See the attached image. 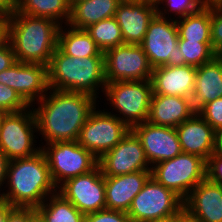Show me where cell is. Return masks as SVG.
<instances>
[{"label":"cell","mask_w":222,"mask_h":222,"mask_svg":"<svg viewBox=\"0 0 222 222\" xmlns=\"http://www.w3.org/2000/svg\"><path fill=\"white\" fill-rule=\"evenodd\" d=\"M57 192L84 215L106 209L105 177L99 166L89 173L67 179Z\"/></svg>","instance_id":"4fadbf2b"},{"label":"cell","mask_w":222,"mask_h":222,"mask_svg":"<svg viewBox=\"0 0 222 222\" xmlns=\"http://www.w3.org/2000/svg\"><path fill=\"white\" fill-rule=\"evenodd\" d=\"M57 47L64 54L72 57L104 56L86 30L72 28L68 25H64V28L63 25L60 26Z\"/></svg>","instance_id":"d4e9b609"},{"label":"cell","mask_w":222,"mask_h":222,"mask_svg":"<svg viewBox=\"0 0 222 222\" xmlns=\"http://www.w3.org/2000/svg\"><path fill=\"white\" fill-rule=\"evenodd\" d=\"M98 166L104 176H120L152 169L139 138L131 129L114 148L98 159Z\"/></svg>","instance_id":"5bb4252c"},{"label":"cell","mask_w":222,"mask_h":222,"mask_svg":"<svg viewBox=\"0 0 222 222\" xmlns=\"http://www.w3.org/2000/svg\"><path fill=\"white\" fill-rule=\"evenodd\" d=\"M183 201L173 190L159 184L151 176L133 198L127 215L131 222L170 218L183 208Z\"/></svg>","instance_id":"30bf717a"},{"label":"cell","mask_w":222,"mask_h":222,"mask_svg":"<svg viewBox=\"0 0 222 222\" xmlns=\"http://www.w3.org/2000/svg\"><path fill=\"white\" fill-rule=\"evenodd\" d=\"M216 55L212 49V42L178 40V65L199 67L211 61Z\"/></svg>","instance_id":"f546056e"},{"label":"cell","mask_w":222,"mask_h":222,"mask_svg":"<svg viewBox=\"0 0 222 222\" xmlns=\"http://www.w3.org/2000/svg\"><path fill=\"white\" fill-rule=\"evenodd\" d=\"M207 1L208 0H156L155 4L157 14L160 17L172 19V17H169L170 12V16H172L171 13H174L173 16H177L175 20H178L199 11L207 4ZM161 4L163 8L160 6ZM166 15H168V17Z\"/></svg>","instance_id":"4dcf8cb0"},{"label":"cell","mask_w":222,"mask_h":222,"mask_svg":"<svg viewBox=\"0 0 222 222\" xmlns=\"http://www.w3.org/2000/svg\"><path fill=\"white\" fill-rule=\"evenodd\" d=\"M85 222H131V220L127 212L104 209L85 215Z\"/></svg>","instance_id":"e575fe53"},{"label":"cell","mask_w":222,"mask_h":222,"mask_svg":"<svg viewBox=\"0 0 222 222\" xmlns=\"http://www.w3.org/2000/svg\"><path fill=\"white\" fill-rule=\"evenodd\" d=\"M175 129L184 153L205 161L214 153L215 130L197 112Z\"/></svg>","instance_id":"44dd1931"},{"label":"cell","mask_w":222,"mask_h":222,"mask_svg":"<svg viewBox=\"0 0 222 222\" xmlns=\"http://www.w3.org/2000/svg\"><path fill=\"white\" fill-rule=\"evenodd\" d=\"M34 111L37 132L49 144L57 141H77L80 130L98 99L86 93L49 89Z\"/></svg>","instance_id":"6da1fadb"},{"label":"cell","mask_w":222,"mask_h":222,"mask_svg":"<svg viewBox=\"0 0 222 222\" xmlns=\"http://www.w3.org/2000/svg\"><path fill=\"white\" fill-rule=\"evenodd\" d=\"M85 30L103 53L124 44L121 29L115 17L101 20Z\"/></svg>","instance_id":"f1b7e54d"},{"label":"cell","mask_w":222,"mask_h":222,"mask_svg":"<svg viewBox=\"0 0 222 222\" xmlns=\"http://www.w3.org/2000/svg\"><path fill=\"white\" fill-rule=\"evenodd\" d=\"M145 222H174V217L157 219V220H150V221H145Z\"/></svg>","instance_id":"f6af8a7d"},{"label":"cell","mask_w":222,"mask_h":222,"mask_svg":"<svg viewBox=\"0 0 222 222\" xmlns=\"http://www.w3.org/2000/svg\"><path fill=\"white\" fill-rule=\"evenodd\" d=\"M211 42L217 55H222V0H211Z\"/></svg>","instance_id":"1f68e13d"},{"label":"cell","mask_w":222,"mask_h":222,"mask_svg":"<svg viewBox=\"0 0 222 222\" xmlns=\"http://www.w3.org/2000/svg\"><path fill=\"white\" fill-rule=\"evenodd\" d=\"M214 153L222 154V127L215 130Z\"/></svg>","instance_id":"7bdbcfd3"},{"label":"cell","mask_w":222,"mask_h":222,"mask_svg":"<svg viewBox=\"0 0 222 222\" xmlns=\"http://www.w3.org/2000/svg\"><path fill=\"white\" fill-rule=\"evenodd\" d=\"M222 97V55L197 67L195 87L191 97L197 112L203 105Z\"/></svg>","instance_id":"603a6c76"},{"label":"cell","mask_w":222,"mask_h":222,"mask_svg":"<svg viewBox=\"0 0 222 222\" xmlns=\"http://www.w3.org/2000/svg\"><path fill=\"white\" fill-rule=\"evenodd\" d=\"M5 187L0 200L13 207L40 206L57 192L50 176L47 158L42 150L27 158L8 161Z\"/></svg>","instance_id":"7a4b0ae2"},{"label":"cell","mask_w":222,"mask_h":222,"mask_svg":"<svg viewBox=\"0 0 222 222\" xmlns=\"http://www.w3.org/2000/svg\"><path fill=\"white\" fill-rule=\"evenodd\" d=\"M16 12L50 18L60 25H66L70 17V5L67 0H18Z\"/></svg>","instance_id":"83f0119b"},{"label":"cell","mask_w":222,"mask_h":222,"mask_svg":"<svg viewBox=\"0 0 222 222\" xmlns=\"http://www.w3.org/2000/svg\"><path fill=\"white\" fill-rule=\"evenodd\" d=\"M139 138L150 167L182 153L175 128L143 122L131 128Z\"/></svg>","instance_id":"2e32d148"},{"label":"cell","mask_w":222,"mask_h":222,"mask_svg":"<svg viewBox=\"0 0 222 222\" xmlns=\"http://www.w3.org/2000/svg\"><path fill=\"white\" fill-rule=\"evenodd\" d=\"M9 18V43L16 61L48 66L58 44L56 21L14 11Z\"/></svg>","instance_id":"3957f363"},{"label":"cell","mask_w":222,"mask_h":222,"mask_svg":"<svg viewBox=\"0 0 222 222\" xmlns=\"http://www.w3.org/2000/svg\"><path fill=\"white\" fill-rule=\"evenodd\" d=\"M197 67L192 65L160 66L153 69V94L191 98L195 87Z\"/></svg>","instance_id":"ac0fdd59"},{"label":"cell","mask_w":222,"mask_h":222,"mask_svg":"<svg viewBox=\"0 0 222 222\" xmlns=\"http://www.w3.org/2000/svg\"><path fill=\"white\" fill-rule=\"evenodd\" d=\"M103 54L106 83L151 79L153 68L140 45L122 44Z\"/></svg>","instance_id":"8fae6325"},{"label":"cell","mask_w":222,"mask_h":222,"mask_svg":"<svg viewBox=\"0 0 222 222\" xmlns=\"http://www.w3.org/2000/svg\"><path fill=\"white\" fill-rule=\"evenodd\" d=\"M36 209L32 207H14L8 213L7 222H31L36 217Z\"/></svg>","instance_id":"8d00e7d4"},{"label":"cell","mask_w":222,"mask_h":222,"mask_svg":"<svg viewBox=\"0 0 222 222\" xmlns=\"http://www.w3.org/2000/svg\"><path fill=\"white\" fill-rule=\"evenodd\" d=\"M9 43V18L8 16H0V48L5 47Z\"/></svg>","instance_id":"f35d334b"},{"label":"cell","mask_w":222,"mask_h":222,"mask_svg":"<svg viewBox=\"0 0 222 222\" xmlns=\"http://www.w3.org/2000/svg\"><path fill=\"white\" fill-rule=\"evenodd\" d=\"M35 209L43 222H85V215L58 192L48 196Z\"/></svg>","instance_id":"4316f807"},{"label":"cell","mask_w":222,"mask_h":222,"mask_svg":"<svg viewBox=\"0 0 222 222\" xmlns=\"http://www.w3.org/2000/svg\"><path fill=\"white\" fill-rule=\"evenodd\" d=\"M122 0H81L70 6V17L66 25L85 30L104 19L115 17Z\"/></svg>","instance_id":"cb8c5ba5"},{"label":"cell","mask_w":222,"mask_h":222,"mask_svg":"<svg viewBox=\"0 0 222 222\" xmlns=\"http://www.w3.org/2000/svg\"><path fill=\"white\" fill-rule=\"evenodd\" d=\"M104 177L106 209L128 212L133 198L151 177V170Z\"/></svg>","instance_id":"d6986e66"},{"label":"cell","mask_w":222,"mask_h":222,"mask_svg":"<svg viewBox=\"0 0 222 222\" xmlns=\"http://www.w3.org/2000/svg\"><path fill=\"white\" fill-rule=\"evenodd\" d=\"M206 178L222 184V154L213 153L206 161Z\"/></svg>","instance_id":"d590c367"},{"label":"cell","mask_w":222,"mask_h":222,"mask_svg":"<svg viewBox=\"0 0 222 222\" xmlns=\"http://www.w3.org/2000/svg\"><path fill=\"white\" fill-rule=\"evenodd\" d=\"M30 106L12 88L0 83V111L3 113H17Z\"/></svg>","instance_id":"d6a6232c"},{"label":"cell","mask_w":222,"mask_h":222,"mask_svg":"<svg viewBox=\"0 0 222 222\" xmlns=\"http://www.w3.org/2000/svg\"><path fill=\"white\" fill-rule=\"evenodd\" d=\"M0 83L14 89L31 107L49 90L47 66L39 63H14L0 72Z\"/></svg>","instance_id":"9a60e30c"},{"label":"cell","mask_w":222,"mask_h":222,"mask_svg":"<svg viewBox=\"0 0 222 222\" xmlns=\"http://www.w3.org/2000/svg\"><path fill=\"white\" fill-rule=\"evenodd\" d=\"M37 124L33 109L5 113L0 123V151L8 161L27 158L41 150L36 147Z\"/></svg>","instance_id":"ba28073f"},{"label":"cell","mask_w":222,"mask_h":222,"mask_svg":"<svg viewBox=\"0 0 222 222\" xmlns=\"http://www.w3.org/2000/svg\"><path fill=\"white\" fill-rule=\"evenodd\" d=\"M178 29L175 18H164L158 14L150 21L145 37L139 44L151 67L178 65Z\"/></svg>","instance_id":"7c38bea8"},{"label":"cell","mask_w":222,"mask_h":222,"mask_svg":"<svg viewBox=\"0 0 222 222\" xmlns=\"http://www.w3.org/2000/svg\"><path fill=\"white\" fill-rule=\"evenodd\" d=\"M197 113L214 129L222 127V97L203 105Z\"/></svg>","instance_id":"836d02e7"},{"label":"cell","mask_w":222,"mask_h":222,"mask_svg":"<svg viewBox=\"0 0 222 222\" xmlns=\"http://www.w3.org/2000/svg\"><path fill=\"white\" fill-rule=\"evenodd\" d=\"M69 5L71 6L72 4L78 2V1H81V0H67Z\"/></svg>","instance_id":"7dc6e473"},{"label":"cell","mask_w":222,"mask_h":222,"mask_svg":"<svg viewBox=\"0 0 222 222\" xmlns=\"http://www.w3.org/2000/svg\"><path fill=\"white\" fill-rule=\"evenodd\" d=\"M156 14V4L153 1H121L117 6L115 18L120 26L124 44L139 45Z\"/></svg>","instance_id":"e0dca14e"},{"label":"cell","mask_w":222,"mask_h":222,"mask_svg":"<svg viewBox=\"0 0 222 222\" xmlns=\"http://www.w3.org/2000/svg\"><path fill=\"white\" fill-rule=\"evenodd\" d=\"M4 114H5V113H3V112L0 111V123H1V119H2V117H3Z\"/></svg>","instance_id":"c3c4849f"},{"label":"cell","mask_w":222,"mask_h":222,"mask_svg":"<svg viewBox=\"0 0 222 222\" xmlns=\"http://www.w3.org/2000/svg\"><path fill=\"white\" fill-rule=\"evenodd\" d=\"M8 203L0 200V222H7L8 213L13 209Z\"/></svg>","instance_id":"ee69618b"},{"label":"cell","mask_w":222,"mask_h":222,"mask_svg":"<svg viewBox=\"0 0 222 222\" xmlns=\"http://www.w3.org/2000/svg\"><path fill=\"white\" fill-rule=\"evenodd\" d=\"M103 93L112 109L120 113L114 115L130 129L147 121L153 95L150 80L108 82Z\"/></svg>","instance_id":"5b68a950"},{"label":"cell","mask_w":222,"mask_h":222,"mask_svg":"<svg viewBox=\"0 0 222 222\" xmlns=\"http://www.w3.org/2000/svg\"><path fill=\"white\" fill-rule=\"evenodd\" d=\"M183 207L202 222H222V184L205 178L184 199Z\"/></svg>","instance_id":"ffe728a7"},{"label":"cell","mask_w":222,"mask_h":222,"mask_svg":"<svg viewBox=\"0 0 222 222\" xmlns=\"http://www.w3.org/2000/svg\"><path fill=\"white\" fill-rule=\"evenodd\" d=\"M8 160L4 156V154L0 151V196H1V188L5 184L6 179V167H7Z\"/></svg>","instance_id":"b9f144b4"},{"label":"cell","mask_w":222,"mask_h":222,"mask_svg":"<svg viewBox=\"0 0 222 222\" xmlns=\"http://www.w3.org/2000/svg\"><path fill=\"white\" fill-rule=\"evenodd\" d=\"M195 112L191 98L153 94L147 122L154 125L176 128Z\"/></svg>","instance_id":"7402d4cb"},{"label":"cell","mask_w":222,"mask_h":222,"mask_svg":"<svg viewBox=\"0 0 222 222\" xmlns=\"http://www.w3.org/2000/svg\"><path fill=\"white\" fill-rule=\"evenodd\" d=\"M174 222H202L184 207L174 216Z\"/></svg>","instance_id":"60d3db41"},{"label":"cell","mask_w":222,"mask_h":222,"mask_svg":"<svg viewBox=\"0 0 222 222\" xmlns=\"http://www.w3.org/2000/svg\"><path fill=\"white\" fill-rule=\"evenodd\" d=\"M50 176L58 188L67 179L91 172L98 166V159L77 141H57L41 146Z\"/></svg>","instance_id":"8992f818"},{"label":"cell","mask_w":222,"mask_h":222,"mask_svg":"<svg viewBox=\"0 0 222 222\" xmlns=\"http://www.w3.org/2000/svg\"><path fill=\"white\" fill-rule=\"evenodd\" d=\"M178 40L211 42V0L199 11L176 20Z\"/></svg>","instance_id":"484cf974"},{"label":"cell","mask_w":222,"mask_h":222,"mask_svg":"<svg viewBox=\"0 0 222 222\" xmlns=\"http://www.w3.org/2000/svg\"><path fill=\"white\" fill-rule=\"evenodd\" d=\"M14 63H16L15 54L8 43L5 47L0 48V72L10 68Z\"/></svg>","instance_id":"74e56055"},{"label":"cell","mask_w":222,"mask_h":222,"mask_svg":"<svg viewBox=\"0 0 222 222\" xmlns=\"http://www.w3.org/2000/svg\"><path fill=\"white\" fill-rule=\"evenodd\" d=\"M18 0H0V16H8L17 9Z\"/></svg>","instance_id":"ab89813d"},{"label":"cell","mask_w":222,"mask_h":222,"mask_svg":"<svg viewBox=\"0 0 222 222\" xmlns=\"http://www.w3.org/2000/svg\"><path fill=\"white\" fill-rule=\"evenodd\" d=\"M151 176L184 200L206 178V161L200 156L182 152L152 166Z\"/></svg>","instance_id":"52a82bcc"},{"label":"cell","mask_w":222,"mask_h":222,"mask_svg":"<svg viewBox=\"0 0 222 222\" xmlns=\"http://www.w3.org/2000/svg\"><path fill=\"white\" fill-rule=\"evenodd\" d=\"M95 107L82 126L77 142L97 159L119 143L130 128L111 111Z\"/></svg>","instance_id":"9c48e42d"},{"label":"cell","mask_w":222,"mask_h":222,"mask_svg":"<svg viewBox=\"0 0 222 222\" xmlns=\"http://www.w3.org/2000/svg\"><path fill=\"white\" fill-rule=\"evenodd\" d=\"M47 74L49 89L86 93L95 99L106 86L104 56L72 57L57 47Z\"/></svg>","instance_id":"277c9868"},{"label":"cell","mask_w":222,"mask_h":222,"mask_svg":"<svg viewBox=\"0 0 222 222\" xmlns=\"http://www.w3.org/2000/svg\"><path fill=\"white\" fill-rule=\"evenodd\" d=\"M31 222H43L38 216H36Z\"/></svg>","instance_id":"bcb514c9"}]
</instances>
